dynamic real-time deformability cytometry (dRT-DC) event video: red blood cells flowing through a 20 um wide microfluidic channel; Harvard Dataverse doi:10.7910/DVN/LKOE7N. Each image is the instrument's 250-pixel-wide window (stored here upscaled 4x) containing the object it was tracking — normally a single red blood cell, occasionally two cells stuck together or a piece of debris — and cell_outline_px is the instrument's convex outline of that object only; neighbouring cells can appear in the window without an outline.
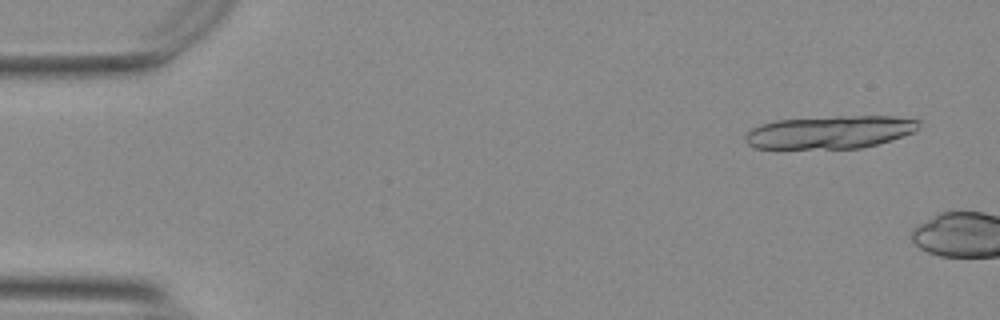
{"species": "Egyptian fruit bat (a non-hibernating species)", "species_latin": "Rousettus aegyptiacus", "temperature_condition": "warm", "stored_images_in_passage": 6, "camera_frame_rate_fps": 3000, "um_per_image_px": 0.085, "animal": {"sex": "female"}, "frame": {"image": 1, "passage_image": 3, "time_ms": 0.667, "image_size_px": [1000, 320], "cell_outline_px": [[920, 124], [916, 132], [892, 140], [860, 148], [752, 148], [744, 140], [744, 136], [752, 128], [776, 120], [836, 116], [896, 116], [920, 120]], "centroid_in_image_um": [70.59, 11.23], "position_along_channel_um": 14.4, "area_um2": 33.35}}